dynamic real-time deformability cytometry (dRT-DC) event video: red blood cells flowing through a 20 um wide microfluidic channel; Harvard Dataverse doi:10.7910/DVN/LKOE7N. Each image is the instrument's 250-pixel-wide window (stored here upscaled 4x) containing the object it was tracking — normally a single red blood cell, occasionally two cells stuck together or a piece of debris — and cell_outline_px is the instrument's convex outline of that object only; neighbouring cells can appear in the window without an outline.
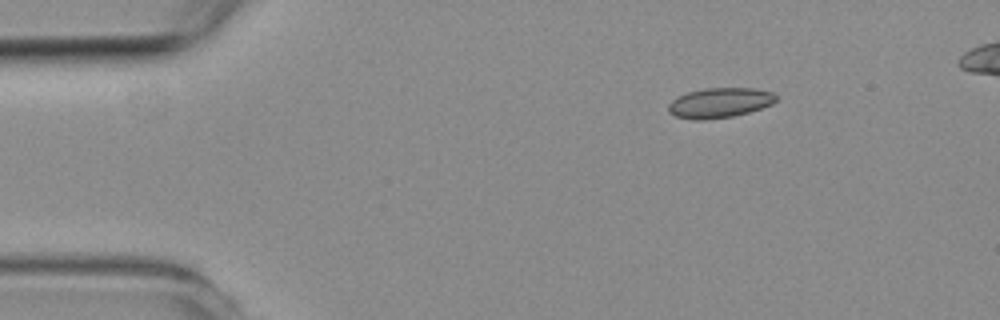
{"species": "common noctule bat (a hibernating species)", "species_latin": "Nyctalus noctula", "temperature_condition": "room temperature", "stored_images_in_passage": 6, "camera_frame_rate_fps": 3000, "um_per_image_px": 0.085, "animal": {"sex": "female", "body_mass_g": 19.3, "forearm_length_mm": 54.1}, "frame": {"image": 1, "passage_image": 3, "time_ms": 2.333, "image_size_px": [1000, 320], "cell_outline_px": [[776, 100], [772, 104], [748, 112], [732, 116], [704, 120], [692, 120], [676, 116], [668, 112], [668, 104], [672, 100], [688, 92], [704, 88], [756, 88], [772, 92], [776, 96]], "centroid_in_image_um": [61.16, 8.73], "position_along_channel_um": 23.8, "area_um2": 18.73}}